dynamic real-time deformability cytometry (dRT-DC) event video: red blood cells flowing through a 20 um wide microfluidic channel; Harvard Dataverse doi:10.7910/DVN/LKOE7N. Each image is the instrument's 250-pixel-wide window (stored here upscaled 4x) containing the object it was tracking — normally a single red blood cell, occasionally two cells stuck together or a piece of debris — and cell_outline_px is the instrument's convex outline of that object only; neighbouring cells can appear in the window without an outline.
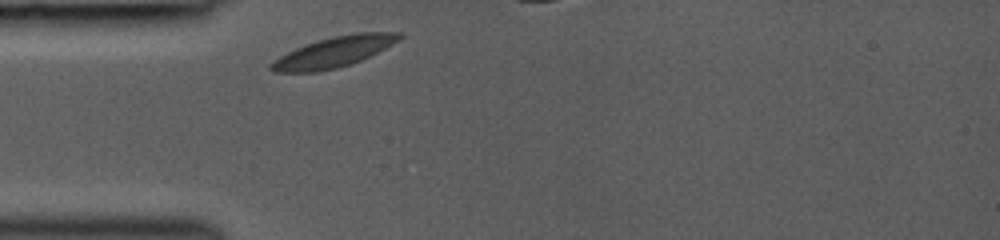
{"species": "common noctule bat (a hibernating species)", "species_latin": "Nyctalus noctula", "temperature_condition": "room temperature", "stored_images_in_passage": 7, "segment_of_instrument_passage": [1, 2], "camera_frame_rate_fps": 3000, "um_per_image_px": 0.085, "animal": {"sex": "female", "body_mass_g": 19.0, "forearm_length_mm": 53.3}, "frame": {"image": 1, "passage_image": 1, "time_ms": 0.0, "image_size_px": [1000, 240], "cell_outline_px": [[404, 36], [400, 40], [360, 60], [336, 68], [316, 72], [276, 72], [268, 68], [268, 64], [272, 60], [304, 44], [332, 36], [356, 32], [400, 32]], "centroid_in_image_um": [28.35, 4.41], "position_along_channel_um": 56.7, "area_um2": 22.66}}
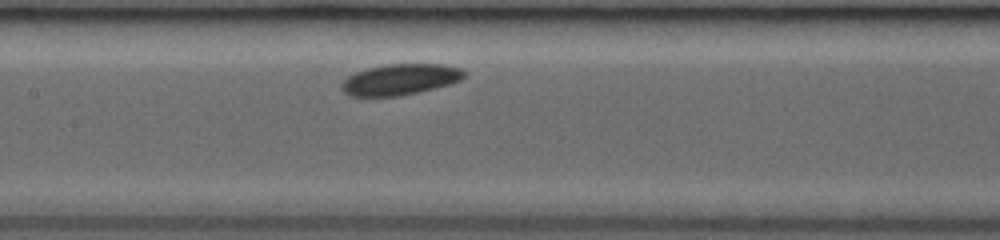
{"frame": {"image": 2, "passage_image": 6, "time_ms": 3.0, "image_size_px": [1000, 240], "cell_outline_px": [[464, 76], [460, 80], [452, 84], [400, 96], [348, 96], [340, 88], [340, 84], [348, 76], [356, 72], [368, 68], [388, 64], [440, 64], [460, 68], [464, 72]], "centroid_in_image_um": [33.98, 6.76], "position_along_channel_um": 173.4, "area_um2": 22.08}}